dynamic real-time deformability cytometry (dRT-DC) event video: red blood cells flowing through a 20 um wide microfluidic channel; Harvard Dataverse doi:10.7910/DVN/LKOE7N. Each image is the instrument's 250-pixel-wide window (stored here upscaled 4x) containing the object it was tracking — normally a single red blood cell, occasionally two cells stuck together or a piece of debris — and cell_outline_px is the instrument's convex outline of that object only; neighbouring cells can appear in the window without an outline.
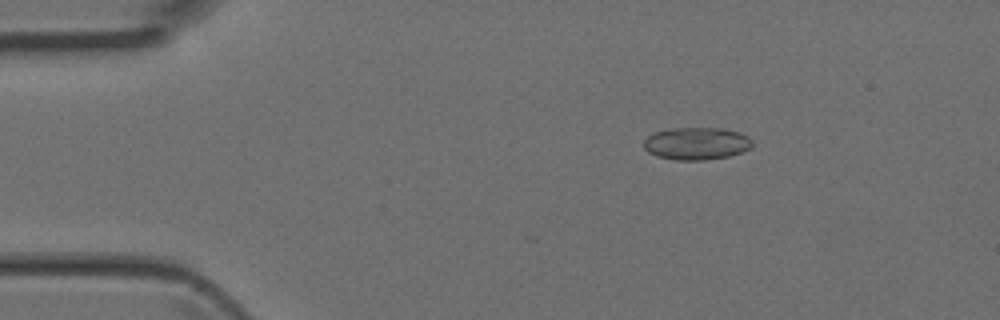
{"species": "Egyptian fruit bat (a non-hibernating species)", "species_latin": "Rousettus aegyptiacus", "temperature_condition": "room temperature", "stored_images_in_passage": 3, "camera_frame_rate_fps": 3000, "um_per_image_px": 0.085, "animal": {"sex": "female"}, "frame": {"image": 1, "passage_image": 1, "time_ms": 0.0, "image_size_px": [1000, 320], "cell_outline_px": [[752, 148], [728, 156], [704, 160], [676, 160], [656, 156], [648, 152], [644, 148], [644, 140], [648, 136], [656, 132], [672, 128], [724, 128], [740, 132], [748, 136], [752, 140]], "centroid_in_image_um": [59.22, 12.19], "position_along_channel_um": 25.8, "area_um2": 20.58}}
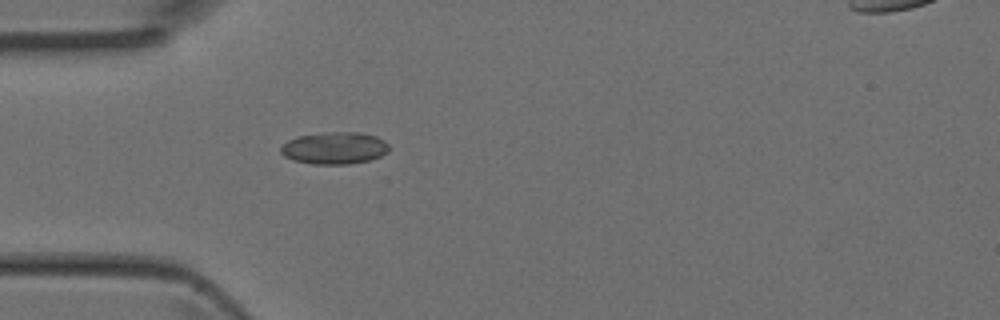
{"frame": {"image": 2, "passage_image": 3, "time_ms": 0.667, "image_size_px": [1000, 320], "cell_outline_px": [[388, 152], [380, 156], [368, 160], [348, 164], [316, 164], [292, 160], [284, 156], [280, 152], [280, 148], [288, 140], [296, 136], [324, 132], [360, 132], [376, 136], [384, 140], [388, 144]], "centroid_in_image_um": [28.42, 12.57], "position_along_channel_um": 56.6, "area_um2": 20.29}}